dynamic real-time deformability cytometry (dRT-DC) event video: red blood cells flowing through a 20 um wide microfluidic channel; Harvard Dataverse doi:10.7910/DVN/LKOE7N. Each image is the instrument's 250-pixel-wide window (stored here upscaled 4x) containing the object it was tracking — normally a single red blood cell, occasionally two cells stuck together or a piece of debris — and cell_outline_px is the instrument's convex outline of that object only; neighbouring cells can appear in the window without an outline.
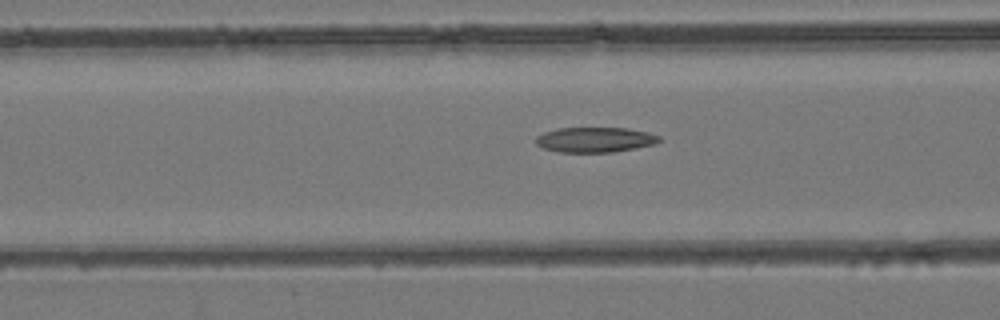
{"species": "common noctule bat (a hibernating species)", "species_latin": "Nyctalus noctula", "temperature_condition": "room temperature", "stored_images_in_passage": 25, "camera_frame_rate_fps": 3000, "um_per_image_px": 0.085, "animal": {"sex": "female", "body_mass_g": 24.6, "forearm_length_mm": 56.2}, "frame": {"image": 1, "passage_image": 5, "time_ms": 1.333, "image_size_px": [1000, 320], "cell_outline_px": [[664, 140], [656, 144], [636, 148], [612, 152], [560, 152], [544, 148], [536, 144], [536, 136], [544, 132], [556, 128], [628, 128], [648, 132], [660, 136]], "centroid_in_image_um": [50.62, 11.87], "position_along_channel_um": 116.0, "area_um2": 18.21}}
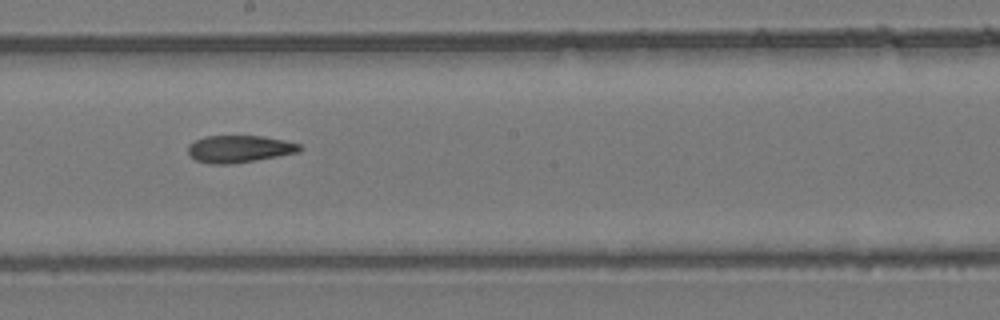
{"frame": {"image": 2, "passage_image": 13, "time_ms": 4.0, "image_size_px": [1000, 320], "cell_outline_px": [[304, 148], [300, 152], [256, 160], [232, 164], [208, 164], [196, 160], [188, 156], [188, 144], [204, 136], [260, 136], [284, 140], [300, 144]], "centroid_in_image_um": [20.33, 12.66], "position_along_channel_um": 227.9, "area_um2": 17.86}}
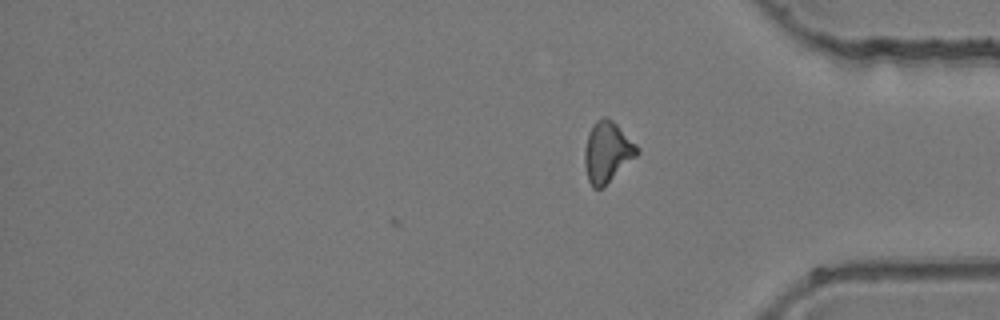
{"frame": {"image": 3, "passage_image": 25, "time_ms": 8.0, "image_size_px": [1000, 320], "cell_outline_px": [[640, 152], [604, 188], [592, 188], [588, 180], [584, 164], [584, 152], [588, 132], [592, 124], [596, 120], [604, 116], [612, 120], [640, 148]], "centroid_in_image_um": [51.6, 12.94], "position_along_channel_um": 383.6, "area_um2": 18.73}}